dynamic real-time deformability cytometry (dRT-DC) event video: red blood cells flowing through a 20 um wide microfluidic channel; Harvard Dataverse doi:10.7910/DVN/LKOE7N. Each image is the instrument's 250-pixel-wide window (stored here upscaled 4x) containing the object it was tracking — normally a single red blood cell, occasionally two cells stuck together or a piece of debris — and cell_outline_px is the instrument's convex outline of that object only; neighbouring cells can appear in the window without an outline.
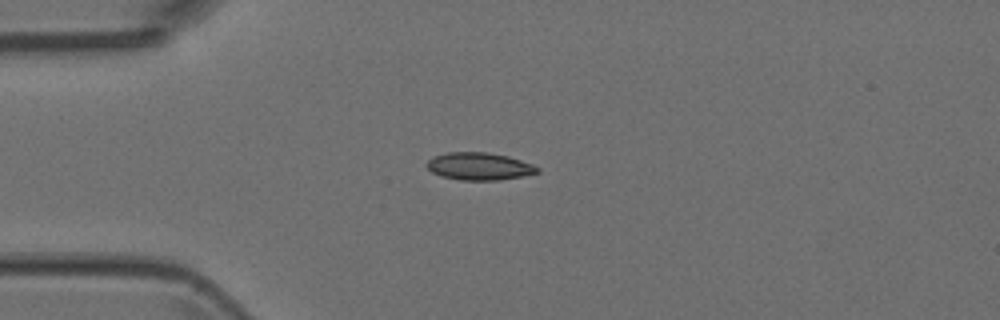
{"species": "Egyptian fruit bat (a non-hibernating species)", "species_latin": "Rousettus aegyptiacus", "temperature_condition": "room temperature", "stored_images_in_passage": 4, "camera_frame_rate_fps": 3000, "um_per_image_px": 0.085, "animal": {"sex": "female"}, "frame": {"image": 1, "passage_image": 3, "time_ms": 0.667, "image_size_px": [1000, 320], "cell_outline_px": [[540, 172], [520, 176], [496, 180], [460, 180], [440, 176], [432, 172], [424, 164], [432, 156], [448, 152], [488, 152], [508, 156], [532, 164], [540, 168]], "centroid_in_image_um": [40.69, 14.13], "position_along_channel_um": 44.3, "area_um2": 17.74}}